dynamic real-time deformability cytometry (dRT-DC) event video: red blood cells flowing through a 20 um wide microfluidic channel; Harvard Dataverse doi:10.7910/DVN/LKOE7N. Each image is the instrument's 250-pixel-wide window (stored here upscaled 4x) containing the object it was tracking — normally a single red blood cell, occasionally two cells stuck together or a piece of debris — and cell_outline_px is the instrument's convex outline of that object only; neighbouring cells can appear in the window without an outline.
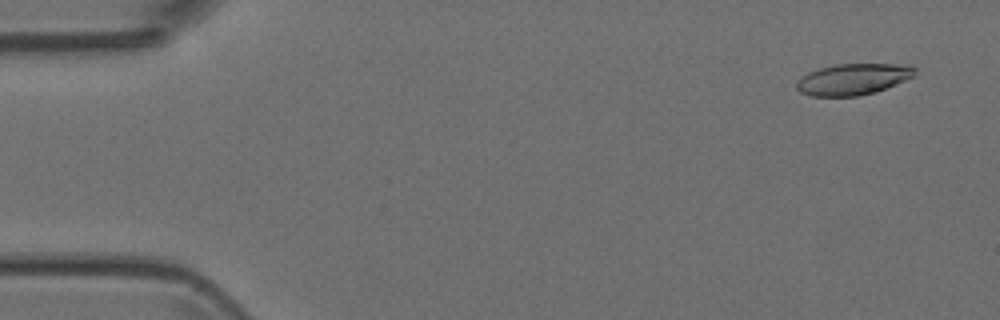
{"species": "Egyptian fruit bat (a non-hibernating species)", "species_latin": "Rousettus aegyptiacus", "temperature_condition": "room temperature", "stored_images_in_passage": 51, "camera_frame_rate_fps": 3000, "um_per_image_px": 0.085, "animal": {"sex": "female"}, "frame": {"image": 1, "passage_image": 3, "time_ms": 0.667, "image_size_px": [1000, 320], "cell_outline_px": [[916, 76], [876, 92], [856, 96], [812, 96], [800, 92], [796, 88], [796, 80], [800, 76], [808, 72], [820, 68], [836, 64], [912, 64], [916, 68]], "centroid_in_image_um": [72.53, 6.72], "position_along_channel_um": 12.5, "area_um2": 21.85}}
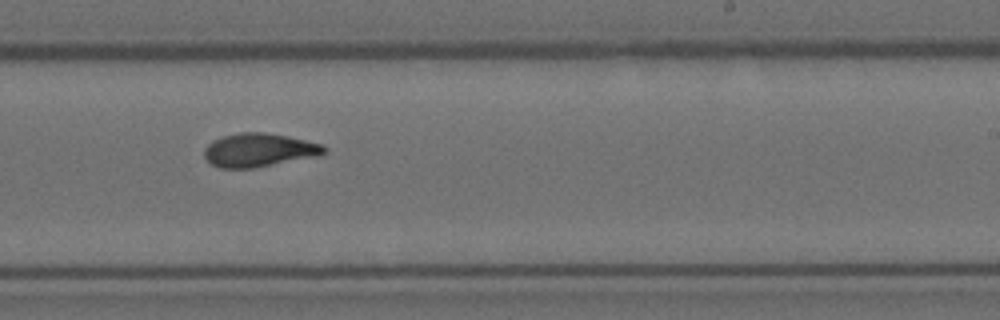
{"frame": {"image": 2, "passage_image": 31, "time_ms": 10.0, "image_size_px": [1000, 320], "cell_outline_px": [[328, 152], [320, 156], [252, 168], [220, 168], [212, 164], [204, 156], [204, 148], [212, 140], [224, 136], [240, 132], [264, 132], [288, 136], [324, 144], [328, 148]], "centroid_in_image_um": [22.07, 12.75], "position_along_channel_um": 266.9, "area_um2": 23.64}}
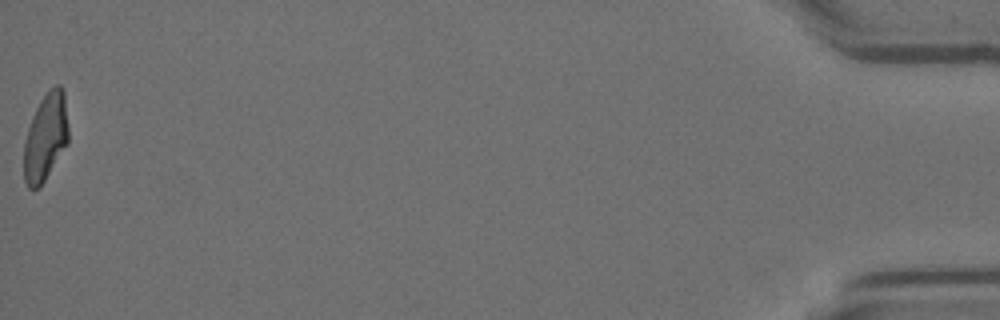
{"frame": {"image": 3, "passage_image": 51, "time_ms": 16.667, "image_size_px": [1000, 320], "cell_outline_px": [[68, 144], [44, 180], [36, 188], [28, 188], [24, 180], [24, 144], [28, 128], [32, 116], [40, 100], [48, 88], [56, 84], [60, 84], [64, 92], [68, 124]], "centroid_in_image_um": [3.88, 11.6], "position_along_channel_um": 431.3, "area_um2": 22.72}}